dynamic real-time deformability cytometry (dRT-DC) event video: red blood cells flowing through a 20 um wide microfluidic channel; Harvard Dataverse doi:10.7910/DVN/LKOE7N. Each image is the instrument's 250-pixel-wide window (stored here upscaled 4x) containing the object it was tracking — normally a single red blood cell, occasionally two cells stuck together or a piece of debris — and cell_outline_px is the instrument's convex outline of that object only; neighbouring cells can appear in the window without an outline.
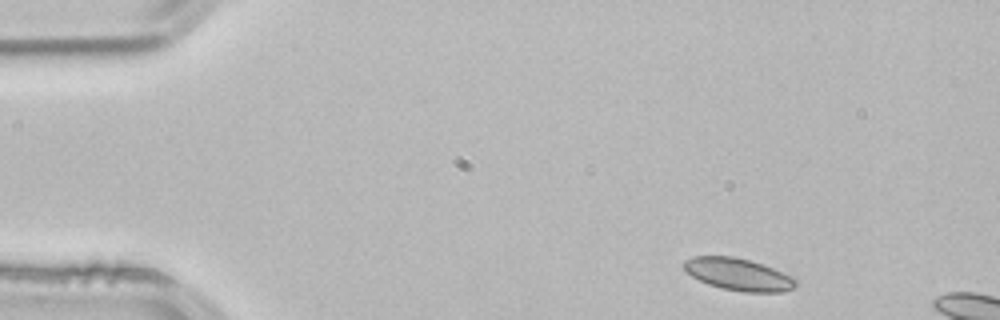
{"species": "common noctule bat (a hibernating species)", "species_latin": "Nyctalus noctula", "temperature_condition": "room temperature", "stored_images_in_passage": 2, "camera_frame_rate_fps": 3000, "um_per_image_px": 0.085, "animal": {"sex": "male", "body_mass_g": 21.5, "forearm_length_mm": 52.0}, "frame": {"image": 1, "passage_image": 1, "time_ms": 0.0, "image_size_px": [1000, 320], "cell_outline_px": [[796, 284], [792, 288], [780, 292], [744, 292], [724, 288], [708, 284], [684, 272], [680, 264], [684, 260], [692, 256], [732, 256], [748, 260], [772, 268], [792, 276], [796, 280]], "centroid_in_image_um": [62.68, 23.31], "position_along_channel_um": 22.3, "area_um2": 20.87}}